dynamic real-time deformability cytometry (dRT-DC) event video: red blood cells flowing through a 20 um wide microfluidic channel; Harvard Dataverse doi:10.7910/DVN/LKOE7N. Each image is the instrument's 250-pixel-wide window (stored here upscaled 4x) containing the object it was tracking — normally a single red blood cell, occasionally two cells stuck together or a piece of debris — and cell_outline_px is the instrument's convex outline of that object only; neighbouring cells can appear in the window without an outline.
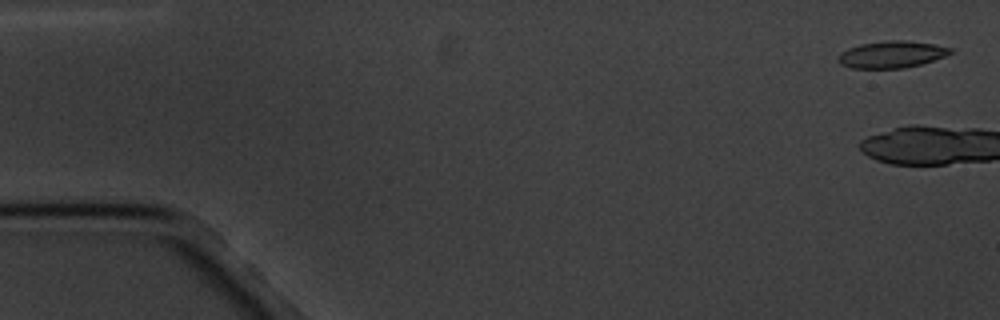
{"species": "common noctule bat (a hibernating species)", "species_latin": "Nyctalus noctula", "temperature_condition": "cold", "stored_images_in_passage": 6, "camera_frame_rate_fps": 3000, "um_per_image_px": 0.085, "animal": {"sex": "male", "body_mass_g": 20.1, "forearm_length_mm": 53.5}, "frame": {"image": 1, "passage_image": 1, "time_ms": 0.0, "image_size_px": [1000, 320], "cell_outline_px": [[956, 52], [920, 64], [904, 68], [852, 68], [840, 64], [836, 60], [836, 56], [840, 52], [848, 48], [860, 44], [892, 40], [904, 40], [932, 44], [952, 48]], "centroid_in_image_um": [75.75, 4.63], "position_along_channel_um": 9.2, "area_um2": 17.57}}